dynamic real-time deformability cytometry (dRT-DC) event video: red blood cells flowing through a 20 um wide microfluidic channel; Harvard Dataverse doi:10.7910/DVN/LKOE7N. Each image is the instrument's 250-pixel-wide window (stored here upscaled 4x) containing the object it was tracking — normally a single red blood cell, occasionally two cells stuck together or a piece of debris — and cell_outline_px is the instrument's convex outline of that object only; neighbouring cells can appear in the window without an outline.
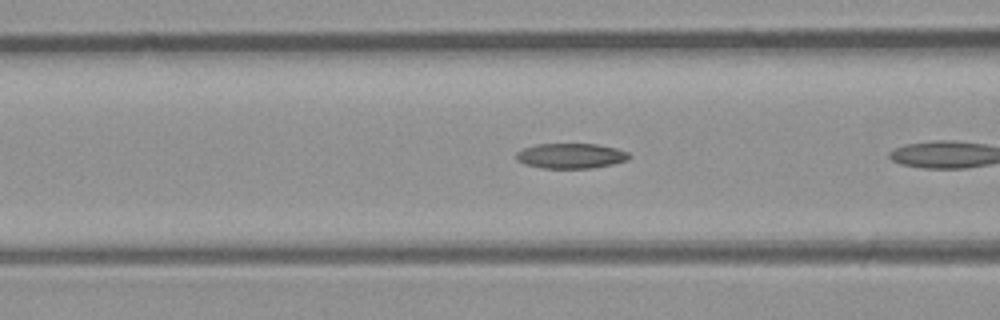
{"species": "common noctule bat (a hibernating species)", "species_latin": "Nyctalus noctula", "temperature_condition": "room temperature", "stored_images_in_passage": 6, "camera_frame_rate_fps": 3000, "um_per_image_px": 0.085, "animal": {"sex": "male", "body_mass_g": 23.1, "forearm_length_mm": 52.7}, "frame": {"image": 1, "passage_image": 5, "time_ms": 1.333, "image_size_px": [1000, 320], "cell_outline_px": [[632, 156], [628, 160], [612, 164], [592, 168], [544, 168], [524, 164], [516, 160], [516, 152], [524, 148], [536, 144], [596, 144], [616, 148], [628, 152]], "centroid_in_image_um": [48.53, 13.25], "position_along_channel_um": 118.1, "area_um2": 16.59}}